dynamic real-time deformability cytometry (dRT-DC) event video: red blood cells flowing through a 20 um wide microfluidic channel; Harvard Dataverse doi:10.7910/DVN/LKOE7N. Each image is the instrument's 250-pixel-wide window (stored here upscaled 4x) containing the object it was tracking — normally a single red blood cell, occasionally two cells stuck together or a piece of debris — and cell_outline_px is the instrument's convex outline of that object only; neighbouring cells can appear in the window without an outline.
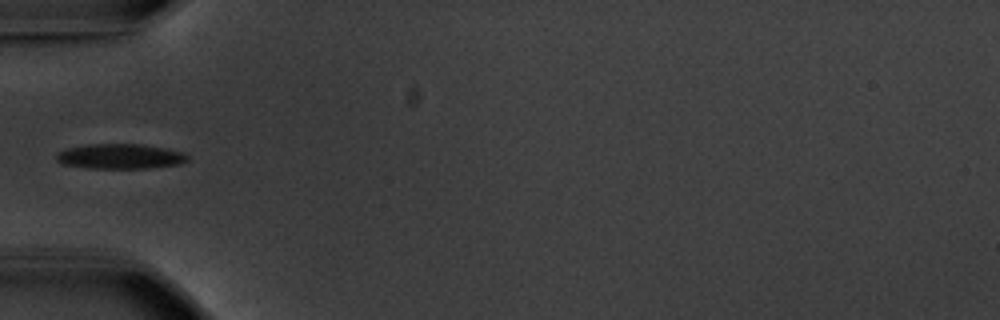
{"species": "common noctule bat (a hibernating species)", "species_latin": "Nyctalus noctula", "temperature_condition": "warm", "stored_images_in_passage": 8, "camera_frame_rate_fps": 3000, "um_per_image_px": 0.085, "animal": {"sex": "male", "body_mass_g": 20.1, "forearm_length_mm": 53.5}, "frame": {"image": 1, "passage_image": 1, "time_ms": 0.0, "image_size_px": [1000, 320], "cell_outline_px": [[188, 160], [180, 164], [148, 168], [84, 168], [60, 164], [56, 160], [56, 152], [64, 148], [84, 144], [144, 144], [164, 148], [180, 152], [188, 156]], "centroid_in_image_um": [10.11, 13.29], "position_along_channel_um": 74.9, "area_um2": 19.36}}